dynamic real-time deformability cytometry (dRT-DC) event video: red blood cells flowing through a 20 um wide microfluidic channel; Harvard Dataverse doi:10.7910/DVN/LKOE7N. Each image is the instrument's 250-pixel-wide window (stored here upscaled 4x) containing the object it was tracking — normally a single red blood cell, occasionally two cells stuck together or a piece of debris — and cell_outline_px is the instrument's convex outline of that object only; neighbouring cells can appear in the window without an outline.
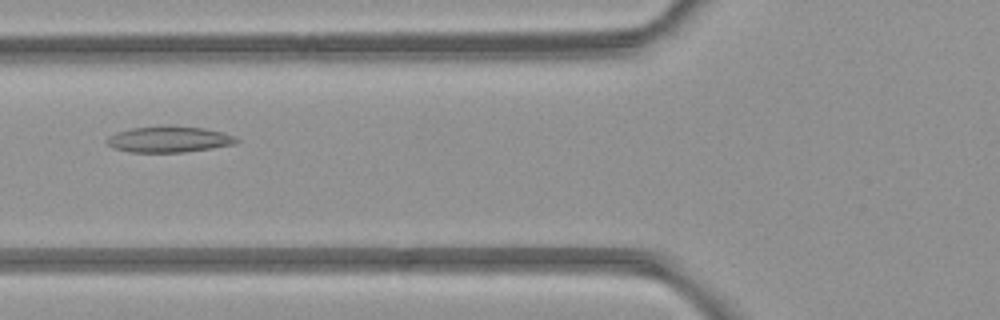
{"species": "common noctule bat (a hibernating species)", "species_latin": "Nyctalus noctula", "temperature_condition": "room temperature", "stored_images_in_passage": 6, "camera_frame_rate_fps": 3000, "um_per_image_px": 0.085, "animal": {"sex": "female", "body_mass_g": 21.9}, "frame": {"image": 1, "passage_image": 6, "time_ms": 5.667, "image_size_px": [1000, 320], "cell_outline_px": [[240, 140], [232, 144], [212, 148], [184, 152], [128, 152], [112, 148], [104, 140], [108, 136], [116, 132], [132, 128], [168, 124], [172, 124], [204, 128], [224, 132], [236, 136]], "centroid_in_image_um": [14.34, 11.82], "position_along_channel_um": 111.5, "area_um2": 20.17}}